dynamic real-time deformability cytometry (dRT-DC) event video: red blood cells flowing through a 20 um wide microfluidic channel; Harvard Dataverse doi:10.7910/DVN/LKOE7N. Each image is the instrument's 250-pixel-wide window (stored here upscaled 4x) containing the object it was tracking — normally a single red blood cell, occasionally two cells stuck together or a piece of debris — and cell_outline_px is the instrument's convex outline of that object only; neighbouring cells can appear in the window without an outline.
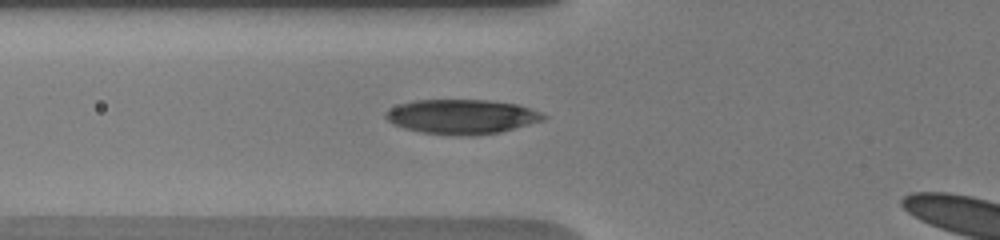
{"species": "human", "species_latin": "Homo sapiens", "temperature_condition": "warm", "stored_images_in_passage": 41, "camera_frame_rate_fps": 3000, "um_per_image_px": 0.085, "donor": {"sex": "male"}, "frame": {"image": 1, "passage_image": 4, "time_ms": 0.667, "image_size_px": [1000, 240], "cell_outline_px": [[548, 116], [544, 120], [500, 132], [476, 136], [452, 136], [420, 132], [404, 128], [392, 124], [384, 116], [384, 112], [400, 104], [416, 100], [488, 100], [516, 104], [540, 112]], "centroid_in_image_um": [39.23, 9.93], "position_along_channel_um": 86.6, "area_um2": 31.91}}
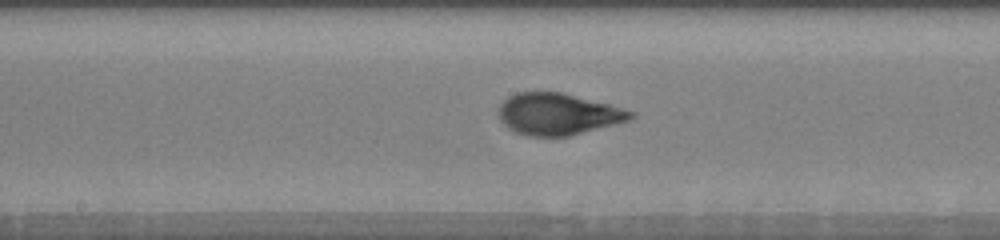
{"frame": {"image": 2, "passage_image": 20, "time_ms": 3.667, "image_size_px": [1000, 240], "cell_outline_px": [[636, 116], [628, 120], [568, 136], [528, 136], [516, 132], [508, 128], [500, 120], [500, 104], [508, 96], [516, 92], [560, 92], [608, 104], [636, 112]], "centroid_in_image_um": [47.41, 9.69], "position_along_channel_um": 200.8, "area_um2": 31.62}}
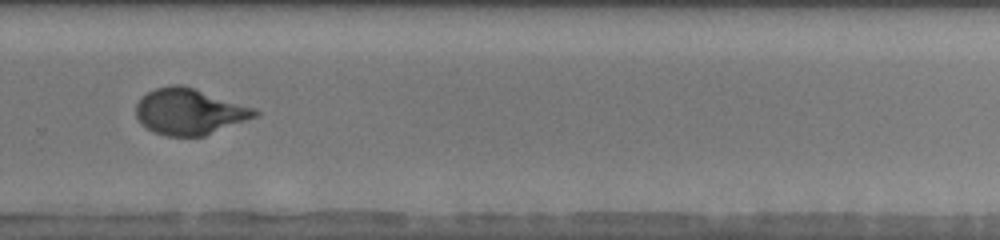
{"frame": {"image": 3, "passage_image": 36, "time_ms": 6.667, "image_size_px": [1000, 240], "cell_outline_px": [[260, 116], [204, 136], [164, 136], [152, 132], [140, 124], [136, 116], [136, 104], [148, 92], [156, 88], [172, 84], [180, 84], [256, 108], [260, 112]], "centroid_in_image_um": [16.11, 9.51], "position_along_channel_um": 313.7, "area_um2": 32.08}}